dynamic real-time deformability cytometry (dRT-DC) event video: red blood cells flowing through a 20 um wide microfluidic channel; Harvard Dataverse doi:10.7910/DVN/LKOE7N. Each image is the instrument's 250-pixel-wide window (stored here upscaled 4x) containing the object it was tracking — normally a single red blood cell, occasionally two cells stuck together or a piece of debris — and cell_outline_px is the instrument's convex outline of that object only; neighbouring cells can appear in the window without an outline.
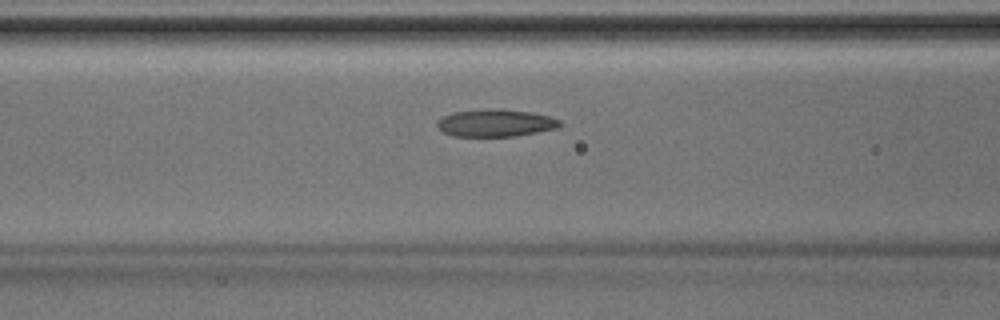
{"species": "Egyptian fruit bat (a non-hibernating species)", "species_latin": "Rousettus aegyptiacus", "temperature_condition": "room temperature", "stored_images_in_passage": 37, "camera_frame_rate_fps": 3000, "um_per_image_px": 0.085, "animal": {"sex": "male"}, "frame": {"image": 1, "passage_image": 13, "time_ms": 4.0, "image_size_px": [1000, 320], "cell_outline_px": [[560, 128], [516, 136], [452, 136], [444, 132], [436, 124], [436, 120], [452, 112], [488, 108], [492, 108], [532, 112], [548, 116], [560, 120]], "centroid_in_image_um": [42.12, 10.45], "position_along_channel_um": 124.5, "area_um2": 19.65}}
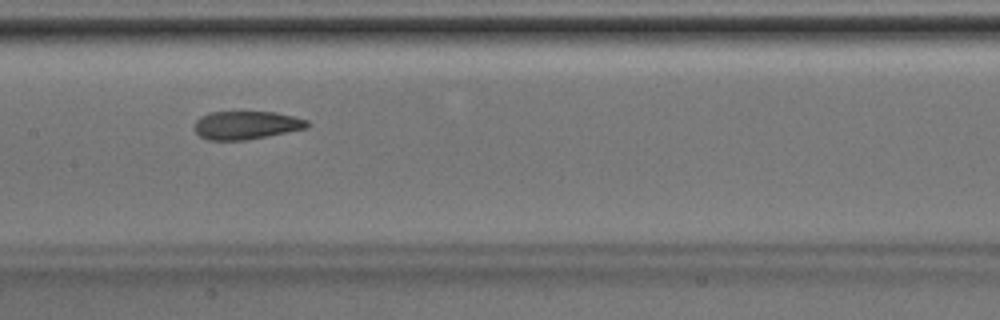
{"frame": {"image": 2, "passage_image": 17, "time_ms": 5.333, "image_size_px": [1000, 320], "cell_outline_px": [[308, 128], [248, 140], [208, 140], [200, 136], [192, 128], [192, 124], [200, 116], [208, 112], [240, 108], [276, 112], [308, 120]], "centroid_in_image_um": [20.86, 10.58], "position_along_channel_um": 186.5, "area_um2": 19.77}}
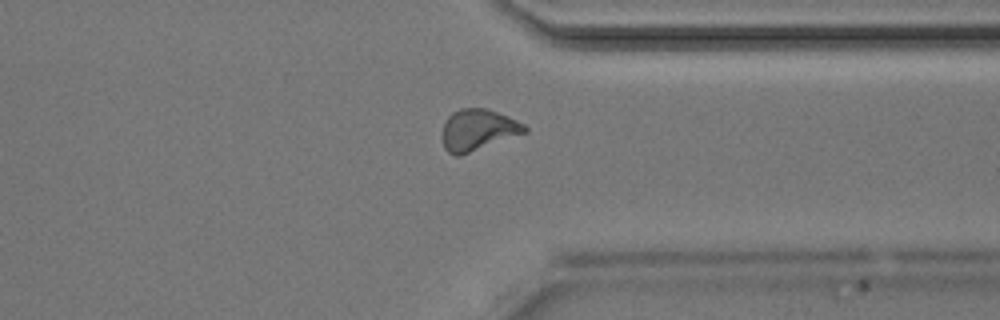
{"frame": {"image": 3, "passage_image": 29, "time_ms": 9.333, "image_size_px": [1000, 320], "cell_outline_px": [[528, 132], [460, 156], [456, 156], [448, 152], [444, 148], [440, 136], [444, 120], [452, 112], [460, 108], [488, 108], [508, 116], [524, 124], [528, 128]], "centroid_in_image_um": [40.59, 11.04], "position_along_channel_um": 370.8, "area_um2": 20.29}}